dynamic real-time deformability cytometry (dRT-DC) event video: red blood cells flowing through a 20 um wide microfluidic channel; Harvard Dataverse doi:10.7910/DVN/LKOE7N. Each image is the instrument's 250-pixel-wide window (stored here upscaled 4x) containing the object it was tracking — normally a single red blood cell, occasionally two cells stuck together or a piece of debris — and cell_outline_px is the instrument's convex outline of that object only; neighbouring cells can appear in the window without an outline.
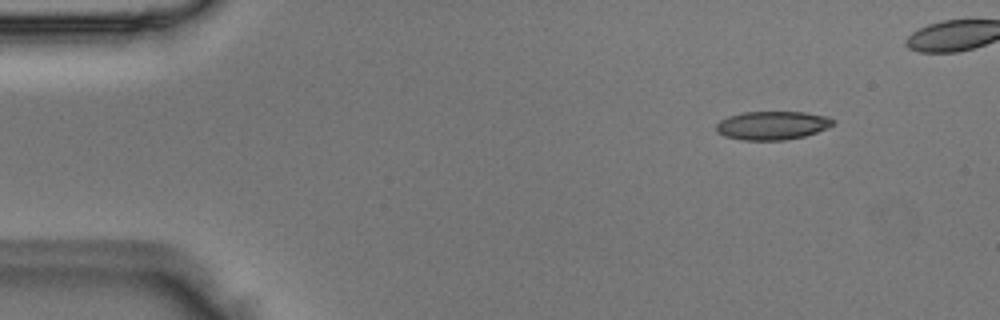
{"species": "Egyptian fruit bat (a non-hibernating species)", "species_latin": "Rousettus aegyptiacus", "temperature_condition": "room temperature", "stored_images_in_passage": 4, "camera_frame_rate_fps": 3000, "um_per_image_px": 0.085, "animal": {"sex": "male"}, "frame": {"image": 1, "passage_image": 1, "time_ms": 0.0, "image_size_px": [1000, 320], "cell_outline_px": [[836, 124], [828, 128], [804, 136], [784, 140], [740, 140], [724, 136], [716, 132], [716, 124], [720, 120], [728, 116], [744, 112], [804, 112], [828, 116], [836, 120]], "centroid_in_image_um": [65.66, 10.66], "position_along_channel_um": 19.3, "area_um2": 19.65}}